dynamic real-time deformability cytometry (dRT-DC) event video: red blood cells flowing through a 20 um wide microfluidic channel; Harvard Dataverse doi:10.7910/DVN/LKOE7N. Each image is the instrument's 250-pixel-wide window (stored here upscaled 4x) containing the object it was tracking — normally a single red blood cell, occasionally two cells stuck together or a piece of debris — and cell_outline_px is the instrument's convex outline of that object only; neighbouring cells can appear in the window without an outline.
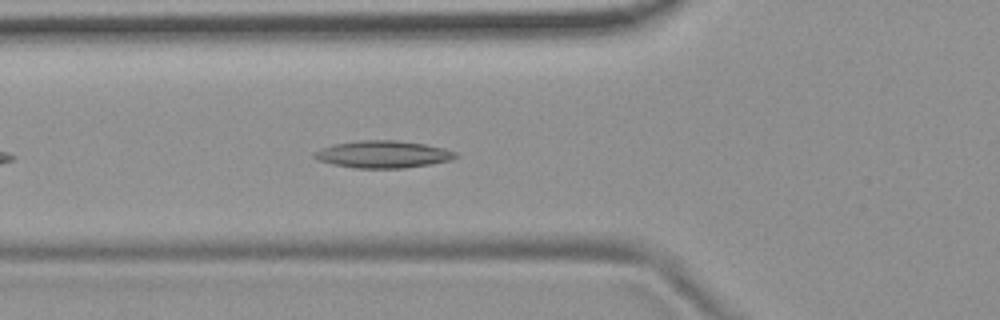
{"species": "common noctule bat (a hibernating species)", "species_latin": "Nyctalus noctula", "temperature_condition": "room temperature", "stored_images_in_passage": 38, "camera_frame_rate_fps": 3000, "um_per_image_px": 0.085, "animal": {"sex": "female", "body_mass_g": 19.9}, "frame": {"image": 1, "passage_image": 3, "time_ms": 0.667, "image_size_px": [1000, 320], "cell_outline_px": [[460, 156], [452, 160], [404, 168], [356, 168], [332, 164], [320, 160], [312, 156], [312, 152], [320, 148], [332, 144], [360, 140], [396, 140], [424, 144], [444, 148], [456, 152]], "centroid_in_image_um": [32.54, 13.11], "position_along_channel_um": 93.3, "area_um2": 22.48}}
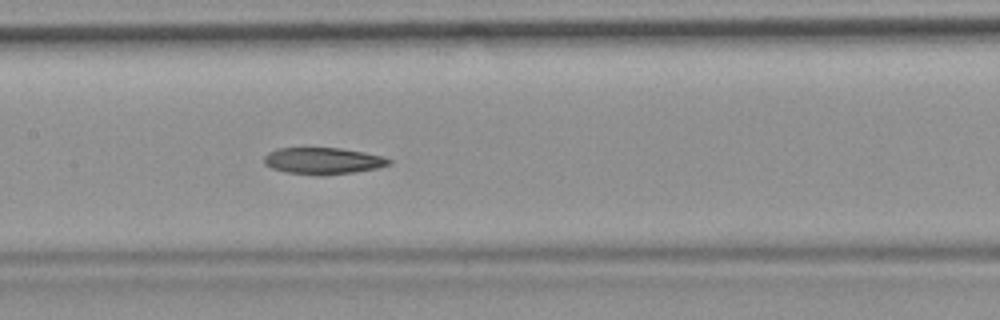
{"frame": {"image": 2, "passage_image": 10, "time_ms": 3.0, "image_size_px": [1000, 320], "cell_outline_px": [[392, 164], [380, 168], [352, 172], [316, 176], [284, 172], [272, 168], [264, 164], [264, 156], [268, 152], [276, 148], [340, 148], [364, 152], [384, 156], [392, 160]], "centroid_in_image_um": [27.46, 13.68], "position_along_channel_um": 179.9, "area_um2": 19.65}}
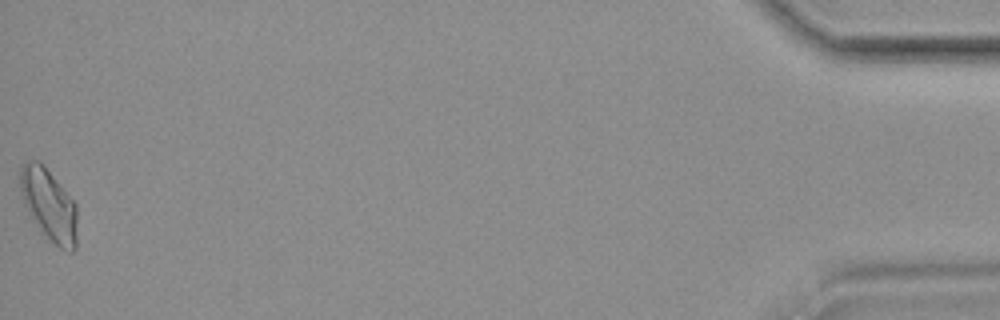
{"frame": {"image": 3, "passage_image": 38, "time_ms": 12.333, "image_size_px": [1000, 320], "cell_outline_px": [[76, 248], [72, 252], [60, 248], [40, 232], [24, 204], [20, 188], [20, 164], [24, 160], [40, 160], [76, 204]], "centroid_in_image_um": [4.14, 17.38], "position_along_channel_um": 431.1, "area_um2": 23.93}, "authors_computed_cell_mechanics": {"area_um2": 20.0566, "velocity_mm_per_s": 3.7131, "shape_relaxation_time_tau1_ms": null, "shape_relaxation_time_tau2_ms": 7.7403, "deformation_change_tau1": null, "deformation_change_tau2": 0.1758}}